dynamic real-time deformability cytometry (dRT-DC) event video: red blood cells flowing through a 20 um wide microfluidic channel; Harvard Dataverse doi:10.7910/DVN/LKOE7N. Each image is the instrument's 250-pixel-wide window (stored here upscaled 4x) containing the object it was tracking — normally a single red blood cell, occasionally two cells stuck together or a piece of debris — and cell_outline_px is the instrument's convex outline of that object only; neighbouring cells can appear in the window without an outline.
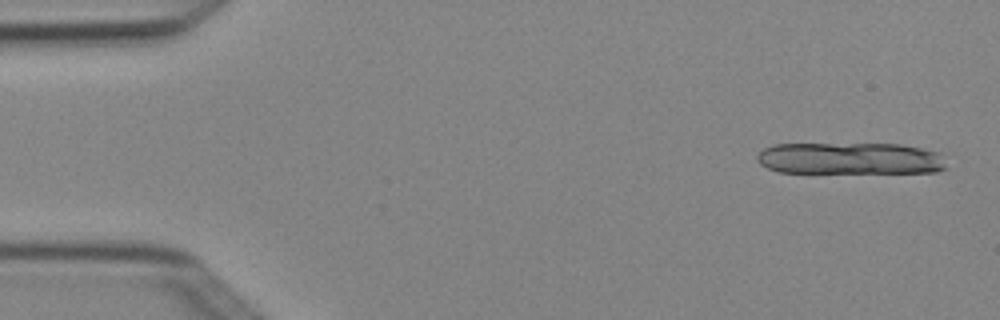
{"species": "Egyptian fruit bat (a non-hibernating species)", "species_latin": "Rousettus aegyptiacus", "temperature_condition": "cold", "stored_images_in_passage": 5, "camera_frame_rate_fps": 3000, "um_per_image_px": 0.085, "animal": {"sex": "female"}, "frame": {"image": 1, "passage_image": 1, "time_ms": 0.0, "image_size_px": [1000, 320], "cell_outline_px": [[948, 168], [936, 172], [780, 172], [768, 168], [760, 164], [756, 160], [756, 156], [764, 148], [772, 144], [900, 144], [940, 152]], "centroid_in_image_um": [72.27, 13.46], "position_along_channel_um": 12.7, "area_um2": 35.2}}